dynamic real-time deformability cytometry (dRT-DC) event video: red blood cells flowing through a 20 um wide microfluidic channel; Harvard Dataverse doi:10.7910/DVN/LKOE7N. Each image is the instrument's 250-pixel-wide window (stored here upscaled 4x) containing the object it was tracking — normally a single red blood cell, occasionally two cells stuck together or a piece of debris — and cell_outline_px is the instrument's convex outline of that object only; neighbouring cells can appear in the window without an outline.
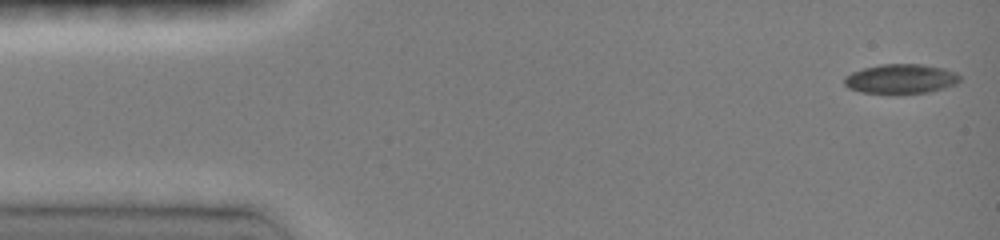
{"species": "common noctule bat (a hibernating species)", "species_latin": "Nyctalus noctula", "temperature_condition": "room temperature", "stored_images_in_passage": 23, "camera_frame_rate_fps": 3000, "um_per_image_px": 0.085, "animal": {"sex": "female", "body_mass_g": 19.0, "forearm_length_mm": 51.5}, "frame": {"image": 1, "passage_image": 1, "time_ms": 0.0, "image_size_px": [1000, 240], "cell_outline_px": [[960, 80], [956, 84], [944, 88], [928, 92], [892, 96], [860, 92], [848, 88], [844, 84], [844, 76], [852, 72], [864, 68], [880, 64], [924, 64], [944, 68], [956, 72], [960, 76]], "centroid_in_image_um": [76.55, 6.73], "position_along_channel_um": 8.5, "area_um2": 20.63}}
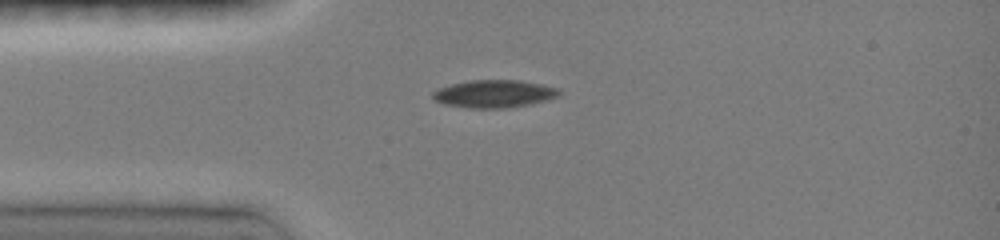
{"frame": {"image": 2, "passage_image": 14, "time_ms": 3.333, "image_size_px": [1000, 240], "cell_outline_px": [[560, 96], [532, 104], [508, 108], [468, 108], [444, 104], [436, 100], [432, 96], [432, 92], [440, 88], [452, 84], [468, 80], [520, 80], [540, 84], [556, 88], [560, 92]], "centroid_in_image_um": [42.01, 7.98], "position_along_channel_um": 43.0, "area_um2": 20.35}}
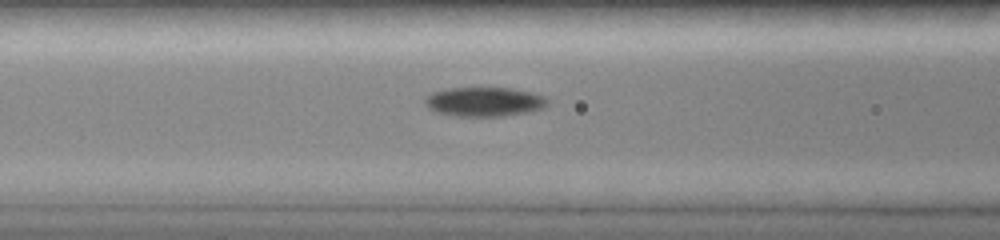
{"frame": {"image": 3, "passage_image": 23, "time_ms": 5.667, "image_size_px": [1000, 240], "cell_outline_px": [[548, 104], [544, 108], [528, 112], [504, 116], [452, 116], [436, 112], [428, 108], [424, 104], [424, 96], [432, 92], [448, 88], [512, 88], [532, 92], [544, 96], [548, 100]], "centroid_in_image_um": [41.14, 8.65], "position_along_channel_um": 125.5, "area_um2": 21.21}}